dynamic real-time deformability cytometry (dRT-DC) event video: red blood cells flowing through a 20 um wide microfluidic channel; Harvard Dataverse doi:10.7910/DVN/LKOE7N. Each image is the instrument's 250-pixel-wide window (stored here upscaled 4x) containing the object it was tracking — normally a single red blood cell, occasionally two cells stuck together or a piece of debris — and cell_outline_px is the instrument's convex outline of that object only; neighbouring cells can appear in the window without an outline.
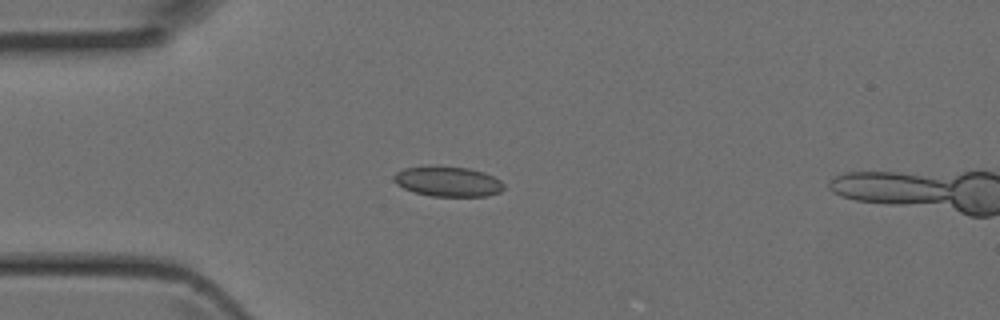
{"species": "Egyptian fruit bat (a non-hibernating species)", "species_latin": "Rousettus aegyptiacus", "temperature_condition": "room temperature", "stored_images_in_passage": 4, "camera_frame_rate_fps": 3000, "um_per_image_px": 0.085, "animal": {"sex": "female"}, "frame": {"image": 1, "passage_image": 3, "time_ms": 0.667, "image_size_px": [1000, 320], "cell_outline_px": [[504, 188], [500, 192], [488, 196], [432, 196], [416, 192], [404, 188], [396, 184], [392, 180], [392, 176], [396, 172], [404, 168], [428, 164], [436, 164], [468, 168], [484, 172], [500, 180], [504, 184]], "centroid_in_image_um": [38.03, 15.39], "position_along_channel_um": 47.0, "area_um2": 19.77}}